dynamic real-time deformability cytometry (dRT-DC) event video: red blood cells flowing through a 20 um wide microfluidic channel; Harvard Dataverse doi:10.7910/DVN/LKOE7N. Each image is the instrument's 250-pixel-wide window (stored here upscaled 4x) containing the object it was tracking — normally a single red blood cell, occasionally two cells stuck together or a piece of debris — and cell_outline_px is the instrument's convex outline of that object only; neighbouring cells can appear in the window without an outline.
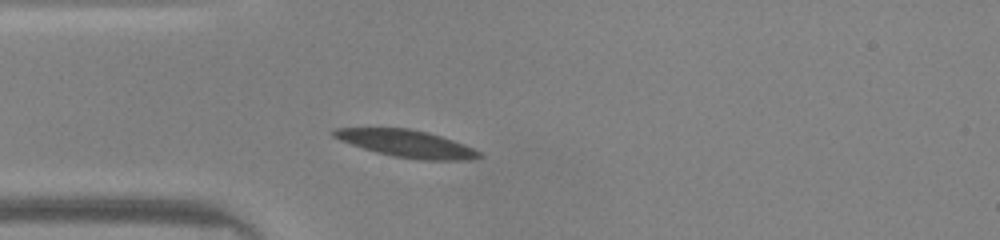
{"species": "common noctule bat (a hibernating species)", "species_latin": "Nyctalus noctula", "temperature_condition": "warm", "stored_images_in_passage": 29, "camera_frame_rate_fps": 3000, "um_per_image_px": 0.085, "animal": {"sex": "male", "body_mass_g": 20.0, "forearm_length_mm": 53.3}, "frame": {"image": 1, "passage_image": 1, "time_ms": 0.0, "image_size_px": [1000, 240], "cell_outline_px": [[484, 156], [472, 160], [420, 160], [392, 156], [376, 152], [340, 140], [332, 136], [332, 132], [336, 128], [408, 128], [428, 132], [464, 144], [480, 152]], "centroid_in_image_um": [34.6, 12.21], "position_along_channel_um": 50.4, "area_um2": 22.95}}
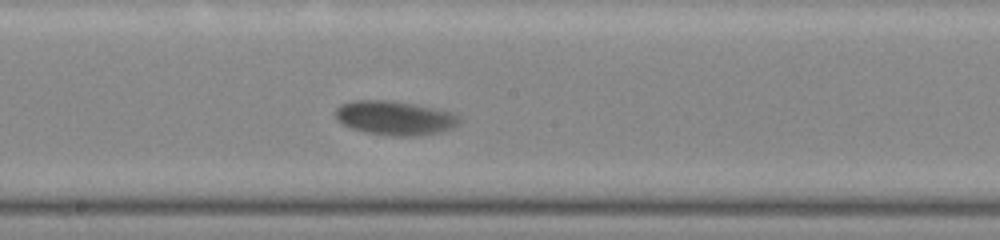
{"frame": {"image": 2, "passage_image": 14, "time_ms": 4.333, "image_size_px": [1000, 240], "cell_outline_px": [[460, 120], [452, 128], [440, 132], [416, 136], [392, 136], [368, 132], [352, 128], [336, 120], [336, 108], [340, 104], [352, 100], [384, 100], [432, 108], [448, 112], [460, 116]], "centroid_in_image_um": [33.51, 10.03], "position_along_channel_um": 214.7, "area_um2": 24.16}}
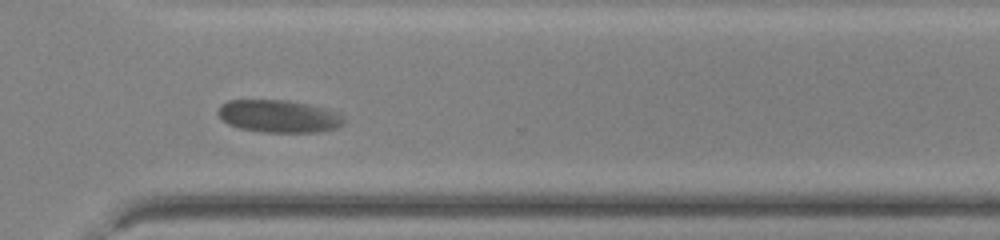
{"frame": {"image": 3, "passage_image": 24, "time_ms": 7.667, "image_size_px": [1000, 240], "cell_outline_px": [[344, 124], [336, 128], [320, 132], [264, 132], [240, 128], [228, 124], [216, 112], [220, 104], [228, 100], [288, 100], [308, 104], [340, 112], [344, 116]], "centroid_in_image_um": [23.72, 9.87], "position_along_channel_um": 346.9, "area_um2": 24.04}}